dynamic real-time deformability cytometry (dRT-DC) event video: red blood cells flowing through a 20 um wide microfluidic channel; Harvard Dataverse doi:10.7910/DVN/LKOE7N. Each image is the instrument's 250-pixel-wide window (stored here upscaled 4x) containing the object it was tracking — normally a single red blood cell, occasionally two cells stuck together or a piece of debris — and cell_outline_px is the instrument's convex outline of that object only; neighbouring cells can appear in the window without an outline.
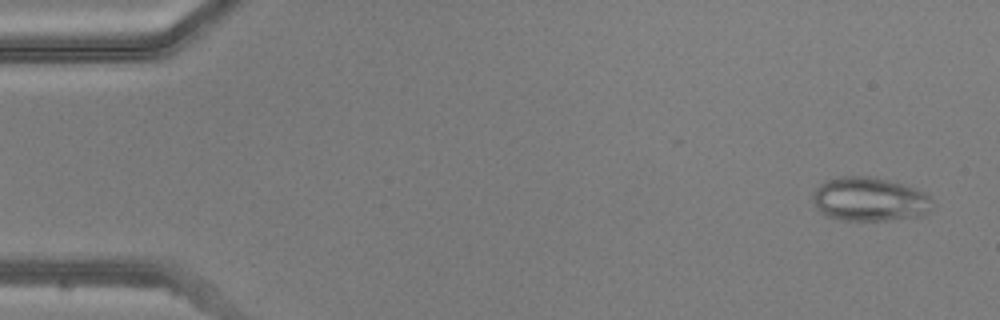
{"species": "common noctule bat (a hibernating species)", "species_latin": "Nyctalus noctula", "temperature_condition": "warm", "stored_images_in_passage": 50, "camera_frame_rate_fps": 3000, "um_per_image_px": 0.085, "animal": {"sex": "male", "body_mass_g": 20.5, "forearm_length_mm": 52.5}, "frame": {"image": 1, "passage_image": 3, "time_ms": 0.667, "image_size_px": [1000, 320], "cell_outline_px": [[932, 208], [924, 216], [888, 220], [840, 220], [824, 216], [816, 208], [812, 200], [812, 192], [820, 184], [828, 180], [840, 176], [868, 176], [888, 180], [916, 188], [924, 192], [932, 200]], "centroid_in_image_um": [73.89, 16.95], "position_along_channel_um": 11.1, "area_um2": 30.92}}
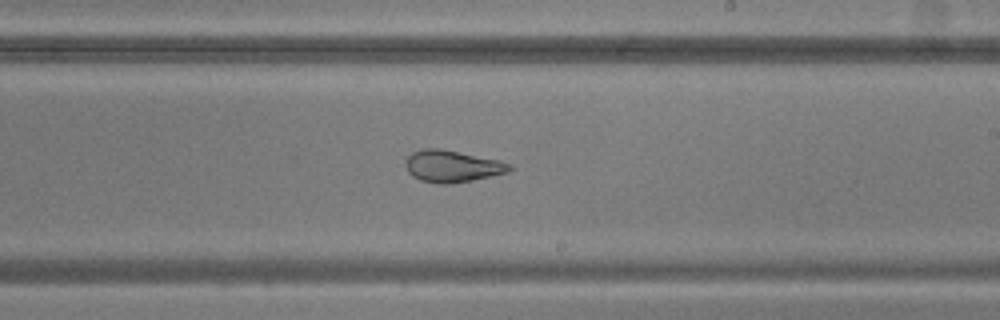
{"frame": {"image": 2, "passage_image": 30, "time_ms": 9.667, "image_size_px": [1000, 320], "cell_outline_px": [[516, 168], [508, 172], [472, 180], [452, 184], [440, 184], [420, 180], [412, 176], [408, 172], [404, 164], [408, 156], [412, 152], [424, 148], [440, 148], [500, 160], [512, 164]], "centroid_in_image_um": [38.45, 14.13], "position_along_channel_um": 250.5, "area_um2": 19.54}}
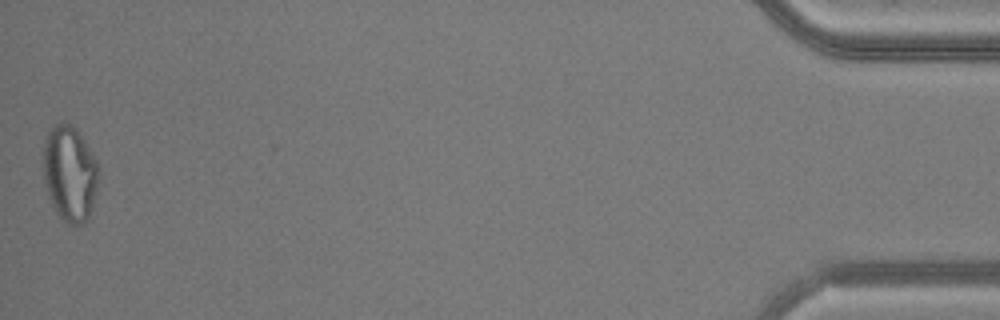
{"frame": {"image": 3, "passage_image": 50, "time_ms": 16.333, "image_size_px": [1000, 320], "cell_outline_px": [[100, 168], [96, 188], [92, 204], [88, 216], [84, 224], [68, 224], [56, 212], [48, 196], [44, 184], [40, 160], [44, 140], [48, 132], [56, 124], [68, 120], [80, 132], [96, 160]], "centroid_in_image_um": [5.88, 14.68], "position_along_channel_um": 429.3, "area_um2": 31.5}}